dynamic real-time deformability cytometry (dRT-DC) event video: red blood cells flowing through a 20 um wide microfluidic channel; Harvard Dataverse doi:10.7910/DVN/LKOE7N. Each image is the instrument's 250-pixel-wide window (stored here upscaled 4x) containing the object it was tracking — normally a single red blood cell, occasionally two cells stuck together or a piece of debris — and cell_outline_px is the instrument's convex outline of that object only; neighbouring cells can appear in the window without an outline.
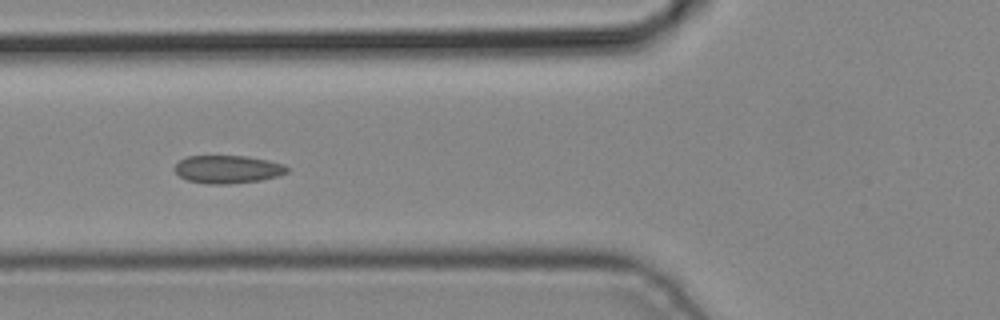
{"species": "common noctule bat (a hibernating species)", "species_latin": "Nyctalus noctula", "temperature_condition": "cold", "stored_images_in_passage": 6, "camera_frame_rate_fps": 3000, "um_per_image_px": 0.085, "animal": {"sex": "male", "body_mass_g": 19.2, "forearm_length_mm": 51.8}, "frame": {"image": 1, "passage_image": 6, "time_ms": 1.667, "image_size_px": [1000, 320], "cell_outline_px": [[288, 172], [276, 176], [260, 180], [224, 184], [208, 184], [188, 180], [180, 176], [176, 172], [176, 164], [180, 160], [188, 156], [248, 156], [268, 160], [284, 164], [288, 168]], "centroid_in_image_um": [19.37, 14.38], "position_along_channel_um": 106.4, "area_um2": 18.09}}